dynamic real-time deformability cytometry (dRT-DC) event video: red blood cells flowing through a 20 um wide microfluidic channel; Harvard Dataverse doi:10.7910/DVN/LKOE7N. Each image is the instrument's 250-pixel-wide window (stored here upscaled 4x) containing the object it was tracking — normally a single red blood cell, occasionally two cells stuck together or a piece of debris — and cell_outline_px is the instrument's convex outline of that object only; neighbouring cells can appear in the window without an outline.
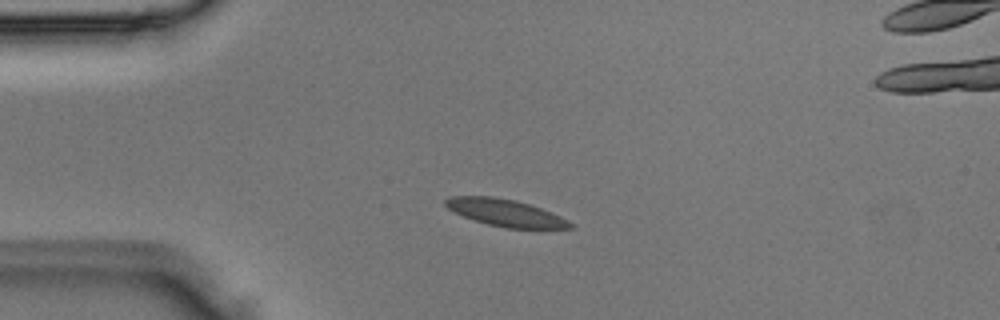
{"species": "Egyptian fruit bat (a non-hibernating species)", "species_latin": "Rousettus aegyptiacus", "temperature_condition": "room temperature", "stored_images_in_passage": 4, "camera_frame_rate_fps": 3000, "um_per_image_px": 0.085, "animal": {"sex": "male"}, "frame": {"image": 1, "passage_image": 3, "time_ms": 0.667, "image_size_px": [1000, 320], "cell_outline_px": [[576, 228], [504, 228], [472, 220], [448, 208], [444, 204], [444, 200], [448, 196], [492, 196], [516, 200], [540, 208], [560, 216], [568, 220]], "centroid_in_image_um": [42.93, 18.08], "position_along_channel_um": 42.1, "area_um2": 19.54}}